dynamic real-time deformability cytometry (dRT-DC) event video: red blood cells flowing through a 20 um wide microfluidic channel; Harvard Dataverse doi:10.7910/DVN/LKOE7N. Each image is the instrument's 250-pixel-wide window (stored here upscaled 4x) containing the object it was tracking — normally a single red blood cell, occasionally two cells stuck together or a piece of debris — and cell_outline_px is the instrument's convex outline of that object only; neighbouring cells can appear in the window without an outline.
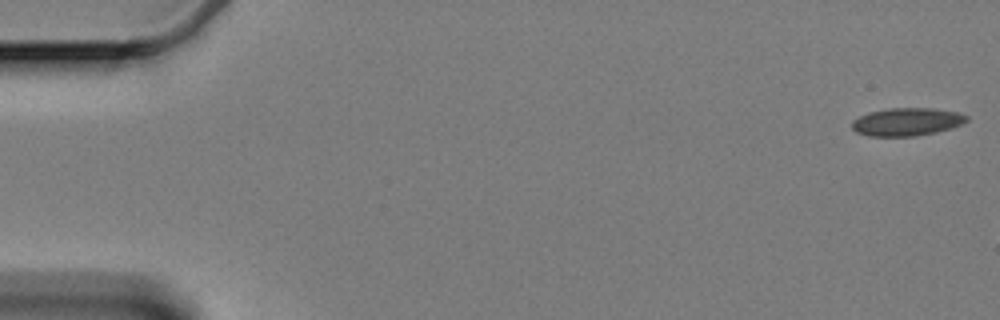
{"species": "Egyptian fruit bat (a non-hibernating species)", "species_latin": "Rousettus aegyptiacus", "temperature_condition": "cold", "stored_images_in_passage": 8, "camera_frame_rate_fps": 3000, "um_per_image_px": 0.085, "animal": {"sex": "female"}, "frame": {"image": 1, "passage_image": 1, "time_ms": 0.0, "image_size_px": [1000, 320], "cell_outline_px": [[968, 120], [952, 128], [936, 132], [916, 136], [868, 136], [856, 132], [852, 128], [852, 120], [868, 112], [892, 108], [932, 108], [956, 112], [968, 116]], "centroid_in_image_um": [77.06, 10.36], "position_along_channel_um": 7.9, "area_um2": 18.61}}